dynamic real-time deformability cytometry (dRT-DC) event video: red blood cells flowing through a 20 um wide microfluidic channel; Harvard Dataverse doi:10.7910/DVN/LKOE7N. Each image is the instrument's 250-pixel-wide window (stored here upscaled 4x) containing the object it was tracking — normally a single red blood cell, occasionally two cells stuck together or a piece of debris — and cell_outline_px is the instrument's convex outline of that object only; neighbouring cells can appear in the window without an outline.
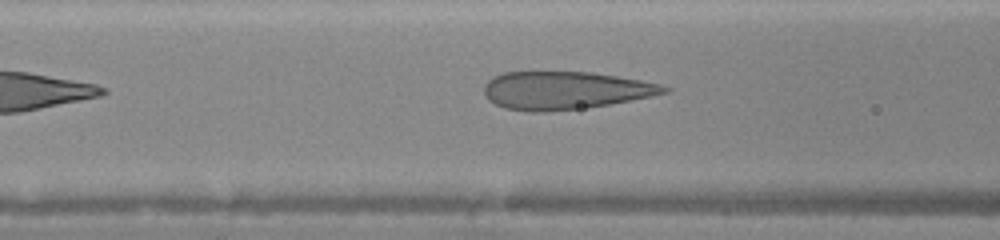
{"species": "human", "species_latin": "Homo sapiens", "temperature_condition": "warm", "stored_images_in_passage": 10, "camera_frame_rate_fps": 3000, "um_per_image_px": 0.085, "donor": {"sex": "female"}, "frame": {"image": 1, "passage_image": 5, "time_ms": 1.333, "image_size_px": [1000, 240], "cell_outline_px": [[672, 88], [668, 92], [652, 96], [608, 104], [580, 108], [544, 112], [532, 112], [504, 108], [488, 100], [484, 96], [484, 84], [492, 76], [504, 72], [592, 72], [640, 80], [660, 84]], "centroid_in_image_um": [47.99, 7.68], "position_along_channel_um": 118.6, "area_um2": 39.65}}
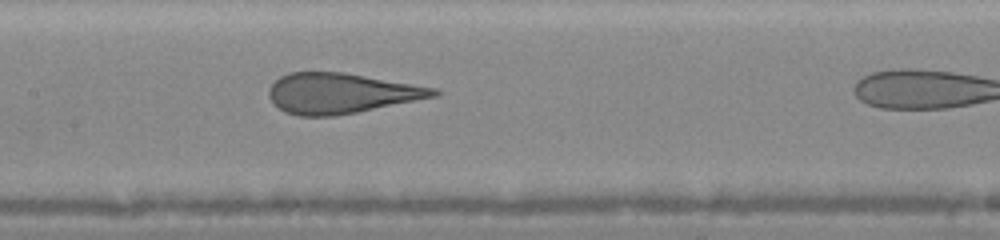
{"frame": {"image": 2, "passage_image": 9, "time_ms": 2.667, "image_size_px": [1000, 240], "cell_outline_px": [[444, 92], [436, 96], [336, 116], [300, 116], [284, 112], [268, 96], [268, 88], [280, 76], [288, 72], [344, 72], [436, 88]], "centroid_in_image_um": [28.97, 7.92], "position_along_channel_um": 178.4, "area_um2": 38.49}}